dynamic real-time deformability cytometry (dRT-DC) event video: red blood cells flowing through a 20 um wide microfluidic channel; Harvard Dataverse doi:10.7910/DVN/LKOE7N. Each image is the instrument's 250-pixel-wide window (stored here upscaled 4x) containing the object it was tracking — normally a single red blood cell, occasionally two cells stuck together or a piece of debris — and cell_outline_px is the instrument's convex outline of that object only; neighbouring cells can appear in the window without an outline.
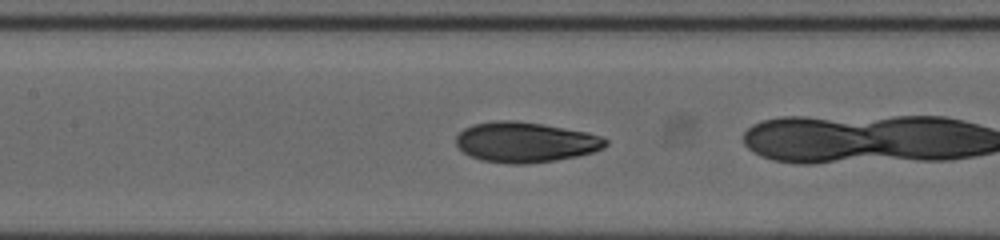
{"species": "human", "species_latin": "Homo sapiens", "temperature_condition": "cold", "stored_images_in_passage": 36, "camera_frame_rate_fps": 3000, "um_per_image_px": 0.085, "donor": {"sex": "female"}, "frame": {"image": 1, "passage_image": 19, "time_ms": 6.0, "image_size_px": [1000, 240], "cell_outline_px": [[608, 144], [604, 148], [592, 152], [576, 156], [556, 160], [528, 164], [508, 164], [480, 160], [468, 156], [456, 144], [456, 136], [464, 128], [472, 124], [496, 120], [516, 120], [544, 124], [588, 132], [604, 136], [608, 140]], "centroid_in_image_um": [44.67, 12.08], "position_along_channel_um": 162.7, "area_um2": 35.55}}
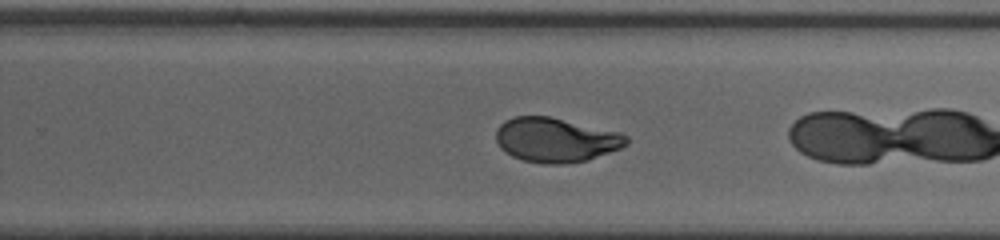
{"frame": {"image": 2, "passage_image": 28, "time_ms": 9.0, "image_size_px": [1000, 240], "cell_outline_px": [[628, 144], [620, 148], [588, 160], [564, 164], [544, 164], [524, 160], [512, 156], [500, 148], [496, 140], [496, 128], [504, 120], [516, 116], [548, 116], [620, 132], [628, 136]], "centroid_in_image_um": [47.23, 11.89], "position_along_channel_um": 282.6, "area_um2": 33.81}}
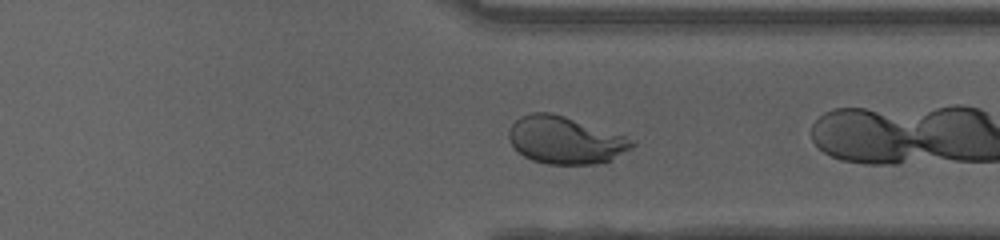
{"frame": {"image": 3, "passage_image": 34, "time_ms": 11.0, "image_size_px": [1000, 240], "cell_outline_px": [[636, 144], [632, 148], [608, 160], [596, 164], [548, 164], [532, 160], [524, 156], [512, 144], [508, 136], [508, 132], [512, 124], [520, 116], [532, 112], [552, 112], [636, 140]], "centroid_in_image_um": [48.03, 11.91], "position_along_channel_um": 363.4, "area_um2": 33.58}}